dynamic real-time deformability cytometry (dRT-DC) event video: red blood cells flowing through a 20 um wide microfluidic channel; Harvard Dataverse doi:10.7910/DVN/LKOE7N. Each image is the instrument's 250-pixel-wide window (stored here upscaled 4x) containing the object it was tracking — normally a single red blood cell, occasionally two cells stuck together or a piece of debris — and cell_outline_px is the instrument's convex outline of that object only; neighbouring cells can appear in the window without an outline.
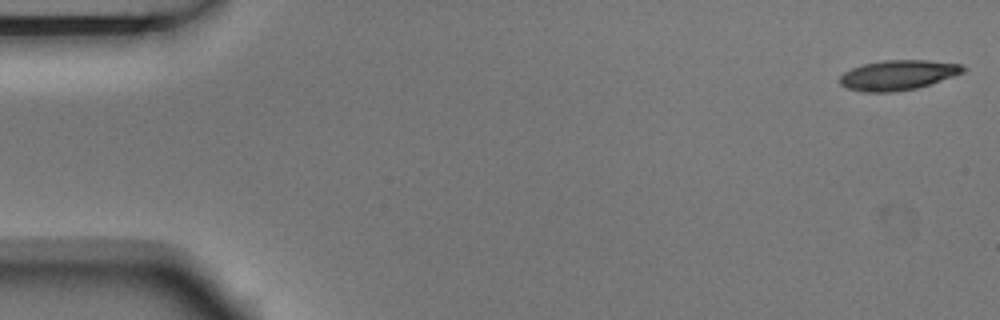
{"species": "Egyptian fruit bat (a non-hibernating species)", "species_latin": "Rousettus aegyptiacus", "temperature_condition": "room temperature", "stored_images_in_passage": 5, "camera_frame_rate_fps": 3000, "um_per_image_px": 0.085, "animal": {"sex": "male"}, "frame": {"image": 1, "passage_image": 1, "time_ms": 0.0, "image_size_px": [1000, 320], "cell_outline_px": [[968, 68], [964, 72], [916, 88], [896, 92], [864, 92], [848, 88], [840, 84], [840, 76], [844, 72], [852, 68], [864, 64], [880, 60], [928, 60], [964, 64]], "centroid_in_image_um": [76.34, 6.37], "position_along_channel_um": 8.7, "area_um2": 21.5}}